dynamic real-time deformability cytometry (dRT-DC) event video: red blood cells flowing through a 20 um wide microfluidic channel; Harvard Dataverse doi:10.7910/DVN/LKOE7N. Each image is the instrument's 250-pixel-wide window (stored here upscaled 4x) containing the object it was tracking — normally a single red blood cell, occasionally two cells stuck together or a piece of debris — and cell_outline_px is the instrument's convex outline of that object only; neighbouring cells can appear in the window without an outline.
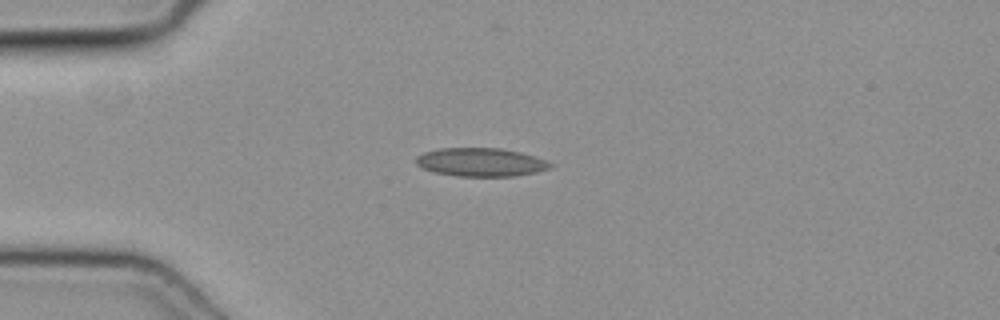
{"species": "common noctule bat (a hibernating species)", "species_latin": "Nyctalus noctula", "temperature_condition": "cold", "stored_images_in_passage": 35, "camera_frame_rate_fps": 3000, "um_per_image_px": 0.085, "animal": {"sex": "female", "body_mass_g": 19.3, "forearm_length_mm": 54.1}, "frame": {"image": 1, "passage_image": 3, "time_ms": 0.667, "image_size_px": [1000, 320], "cell_outline_px": [[552, 164], [548, 168], [536, 172], [516, 176], [456, 176], [436, 172], [424, 168], [416, 164], [416, 156], [424, 152], [440, 148], [500, 148], [520, 152], [544, 160]], "centroid_in_image_um": [40.83, 13.78], "position_along_channel_um": 44.2, "area_um2": 21.96}}
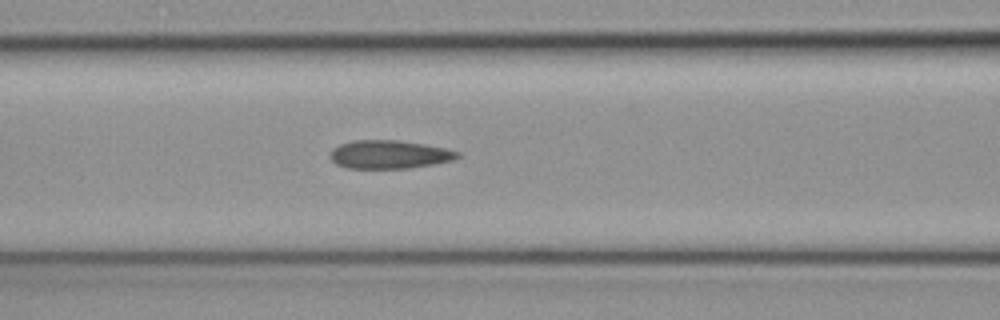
{"frame": {"image": 2, "passage_image": 11, "time_ms": 3.333, "image_size_px": [1000, 320], "cell_outline_px": [[460, 156], [452, 160], [436, 164], [408, 168], [348, 168], [336, 164], [332, 160], [332, 148], [340, 144], [352, 140], [400, 140], [424, 144], [444, 148], [460, 152]], "centroid_in_image_um": [33.11, 13.12], "position_along_channel_um": 133.5, "area_um2": 20.98}}
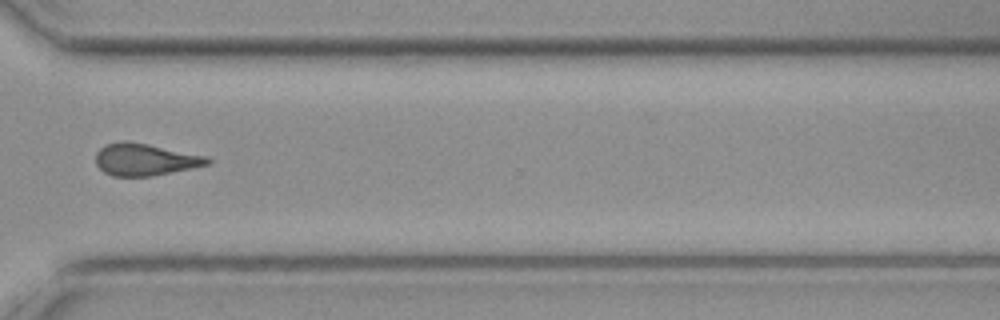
{"frame": {"image": 3, "passage_image": 27, "time_ms": 8.667, "image_size_px": [1000, 320], "cell_outline_px": [[212, 160], [208, 164], [192, 168], [152, 176], [112, 176], [104, 172], [96, 164], [96, 152], [104, 144], [120, 140], [124, 140], [148, 144], [208, 156]], "centroid_in_image_um": [12.31, 13.55], "position_along_channel_um": 358.3, "area_um2": 20.98}}